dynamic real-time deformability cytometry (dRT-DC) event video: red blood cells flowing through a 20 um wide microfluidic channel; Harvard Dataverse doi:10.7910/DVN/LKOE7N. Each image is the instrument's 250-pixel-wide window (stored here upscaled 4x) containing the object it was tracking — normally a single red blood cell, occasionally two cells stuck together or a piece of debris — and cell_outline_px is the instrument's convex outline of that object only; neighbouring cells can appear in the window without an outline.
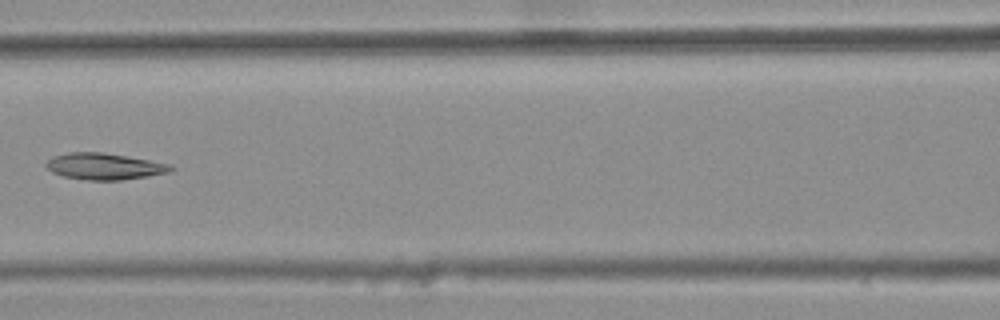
{"species": "common noctule bat (a hibernating species)", "species_latin": "Nyctalus noctula", "temperature_condition": "warm", "stored_images_in_passage": 7, "camera_frame_rate_fps": 3000, "um_per_image_px": 0.085, "animal": {"sex": "female", "body_mass_g": 25.1}, "frame": {"image": 1, "passage_image": 6, "time_ms": 1.667, "image_size_px": [1000, 320], "cell_outline_px": [[176, 168], [168, 172], [148, 176], [120, 180], [84, 180], [64, 176], [52, 172], [44, 164], [52, 156], [68, 152], [104, 152], [128, 156], [168, 164]], "centroid_in_image_um": [8.83, 14.13], "position_along_channel_um": 157.8, "area_um2": 19.19}}
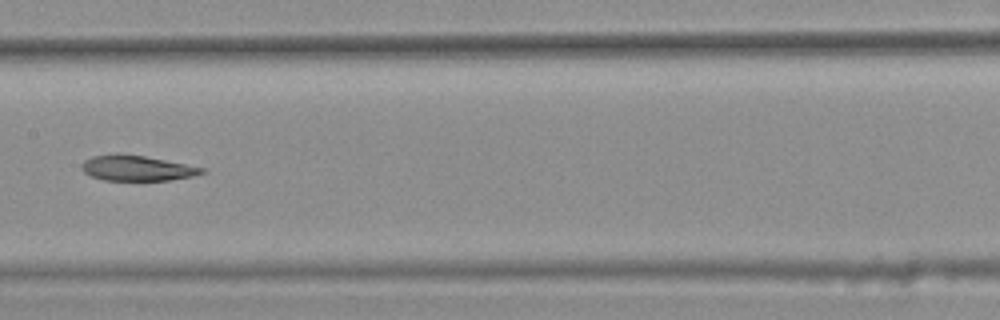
{"frame": {"image": 2, "passage_image": 7, "time_ms": 2.0, "image_size_px": [1000, 320], "cell_outline_px": [[208, 172], [192, 176], [168, 180], [104, 180], [92, 176], [84, 172], [80, 168], [80, 164], [84, 160], [92, 156], [144, 156], [204, 168]], "centroid_in_image_um": [11.65, 14.32], "position_along_channel_um": 195.8, "area_um2": 17.05}}